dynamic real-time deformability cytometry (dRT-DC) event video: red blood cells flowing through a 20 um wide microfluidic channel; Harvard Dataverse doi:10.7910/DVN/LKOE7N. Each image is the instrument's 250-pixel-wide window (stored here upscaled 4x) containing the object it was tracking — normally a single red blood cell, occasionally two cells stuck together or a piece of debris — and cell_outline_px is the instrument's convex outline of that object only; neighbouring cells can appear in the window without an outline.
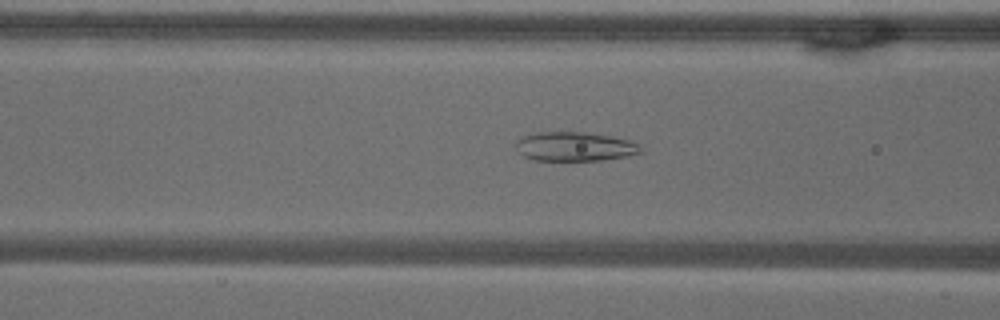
{"species": "common noctule bat (a hibernating species)", "species_latin": "Nyctalus noctula", "temperature_condition": "warm", "stored_images_in_passage": 54, "camera_frame_rate_fps": 3000, "um_per_image_px": 0.085, "animal": {"sex": "male", "body_mass_g": 18.8}, "frame": {"image": 1, "passage_image": 21, "time_ms": 6.667, "image_size_px": [1000, 320], "cell_outline_px": [[644, 152], [628, 156], [600, 160], [536, 160], [524, 156], [516, 148], [516, 140], [520, 136], [536, 132], [584, 132], [612, 136], [632, 140], [640, 144], [644, 148]], "centroid_in_image_um": [48.91, 12.44], "position_along_channel_um": 117.7, "area_um2": 21.5}}
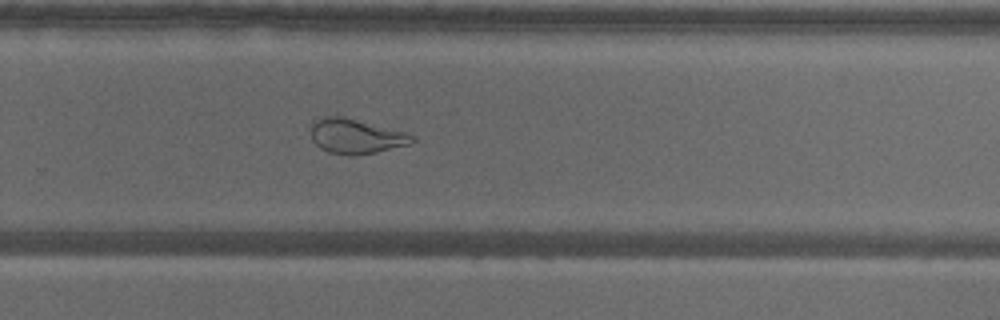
{"frame": {"image": 2, "passage_image": 36, "time_ms": 11.667, "image_size_px": [1000, 320], "cell_outline_px": [[416, 140], [408, 144], [376, 152], [352, 156], [348, 156], [328, 152], [320, 148], [312, 140], [312, 120], [316, 116], [340, 116], [408, 132], [416, 136]], "centroid_in_image_um": [30.23, 11.57], "position_along_channel_um": 299.6, "area_um2": 20.69}}
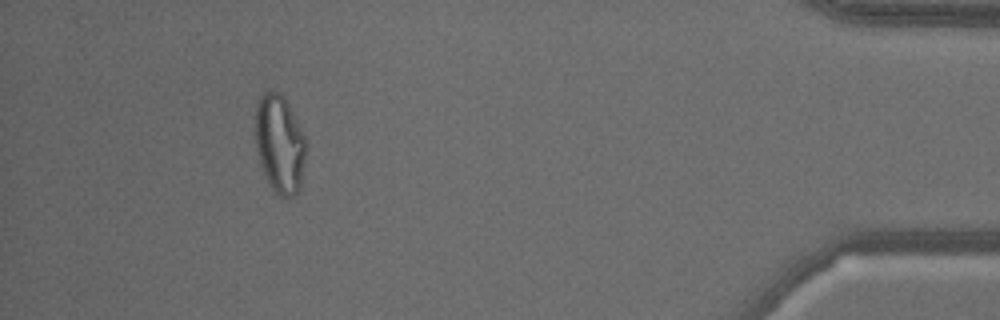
{"frame": {"image": 3, "passage_image": 50, "time_ms": 16.333, "image_size_px": [1000, 320], "cell_outline_px": [[304, 160], [300, 188], [296, 196], [288, 200], [280, 196], [272, 188], [260, 164], [256, 148], [256, 108], [260, 96], [264, 92], [272, 88], [280, 92], [284, 96], [304, 136]], "centroid_in_image_um": [23.76, 12.24], "position_along_channel_um": 411.4, "area_um2": 28.78}, "authors_computed_cell_mechanics": {"area_um2": 27.1082, "velocity_mm_per_s": 3.6439, "shape_relaxation_time_tau1_ms": null, "shape_relaxation_time_tau2_ms": 1.3891, "deformation_change_tau1": null, "deformation_change_tau2": 0.0861}}